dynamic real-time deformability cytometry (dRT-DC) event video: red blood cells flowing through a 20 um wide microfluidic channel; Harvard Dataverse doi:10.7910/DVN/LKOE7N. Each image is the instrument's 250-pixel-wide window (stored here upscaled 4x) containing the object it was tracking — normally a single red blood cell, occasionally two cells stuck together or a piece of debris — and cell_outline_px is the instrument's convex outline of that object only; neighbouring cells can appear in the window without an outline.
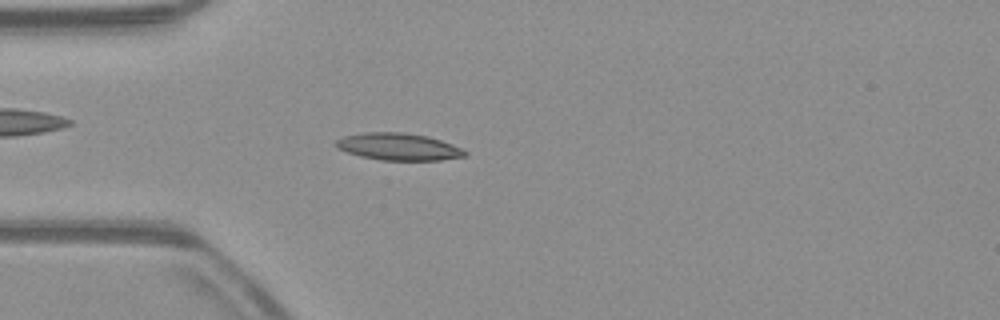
{"species": "common noctule bat (a hibernating species)", "species_latin": "Nyctalus noctula", "temperature_condition": "warm", "stored_images_in_passage": 52, "camera_frame_rate_fps": 3000, "um_per_image_px": 0.085, "animal": {"sex": "male", "body_mass_g": 23.1, "forearm_length_mm": 52.7}, "frame": {"image": 1, "passage_image": 14, "time_ms": 4.333, "image_size_px": [1000, 320], "cell_outline_px": [[468, 152], [464, 156], [440, 160], [380, 160], [360, 156], [336, 148], [332, 144], [336, 140], [344, 136], [364, 132], [404, 132], [428, 136], [464, 148]], "centroid_in_image_um": [33.85, 12.46], "position_along_channel_um": 51.1, "area_um2": 20.52}}
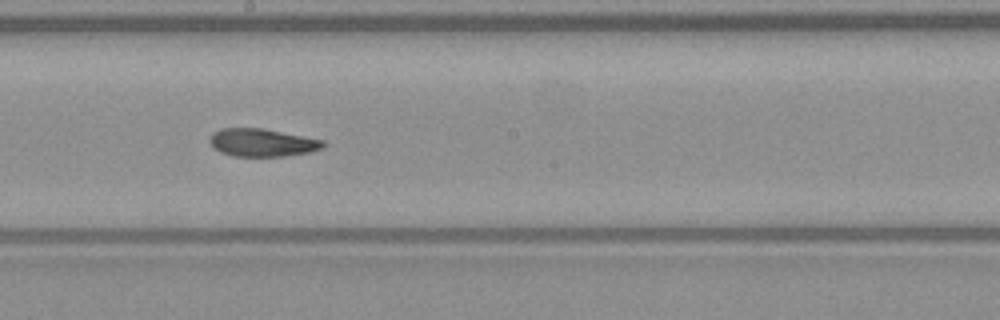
{"frame": {"image": 2, "passage_image": 28, "time_ms": 9.0, "image_size_px": [1000, 320], "cell_outline_px": [[324, 148], [312, 152], [284, 156], [232, 156], [220, 152], [212, 148], [208, 140], [212, 132], [220, 128], [260, 128], [324, 140]], "centroid_in_image_um": [22.24, 12.12], "position_along_channel_um": 226.0, "area_um2": 18.55}}
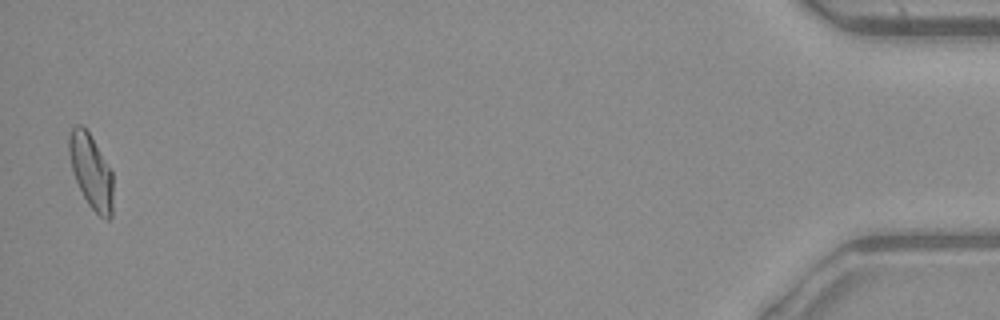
{"frame": {"image": 3, "passage_image": 51, "time_ms": 16.667, "image_size_px": [1000, 320], "cell_outline_px": [[112, 216], [108, 220], [104, 220], [88, 204], [72, 172], [68, 152], [68, 136], [72, 128], [76, 124], [80, 124], [88, 132], [112, 172]], "centroid_in_image_um": [7.72, 14.57], "position_along_channel_um": 427.5, "area_um2": 18.79}, "authors_computed_cell_mechanics": {"area_um2": 18.9295, "velocity_mm_per_s": 3.925, "shape_relaxation_time_tau1_ms": null, "shape_relaxation_time_tau2_ms": 5.6157, "deformation_change_tau1": null, "deformation_change_tau2": 0.1305}}